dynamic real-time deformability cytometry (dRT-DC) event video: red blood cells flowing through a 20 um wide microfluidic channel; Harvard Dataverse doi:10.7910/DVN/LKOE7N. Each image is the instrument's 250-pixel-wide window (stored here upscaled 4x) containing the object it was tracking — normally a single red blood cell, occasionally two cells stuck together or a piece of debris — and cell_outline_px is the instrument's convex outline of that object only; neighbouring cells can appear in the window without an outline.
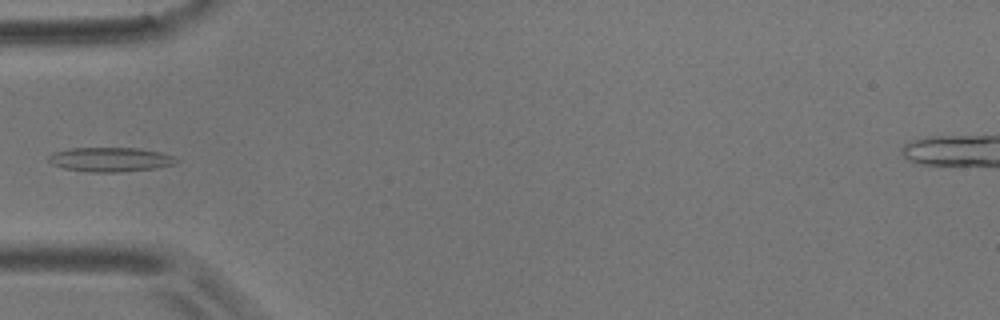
{"species": "common noctule bat (a hibernating species)", "species_latin": "Nyctalus noctula", "temperature_condition": "room temperature", "stored_images_in_passage": 5, "camera_frame_rate_fps": 3000, "um_per_image_px": 0.085, "animal": {"sex": "male", "body_mass_g": 17.9}, "frame": {"image": 1, "passage_image": 5, "time_ms": 1.333, "image_size_px": [1000, 320], "cell_outline_px": [[184, 160], [176, 164], [156, 168], [120, 172], [88, 172], [64, 168], [52, 164], [48, 160], [48, 156], [52, 152], [68, 148], [140, 148], [160, 152]], "centroid_in_image_um": [9.41, 13.55], "position_along_channel_um": 75.6, "area_um2": 18.38}}